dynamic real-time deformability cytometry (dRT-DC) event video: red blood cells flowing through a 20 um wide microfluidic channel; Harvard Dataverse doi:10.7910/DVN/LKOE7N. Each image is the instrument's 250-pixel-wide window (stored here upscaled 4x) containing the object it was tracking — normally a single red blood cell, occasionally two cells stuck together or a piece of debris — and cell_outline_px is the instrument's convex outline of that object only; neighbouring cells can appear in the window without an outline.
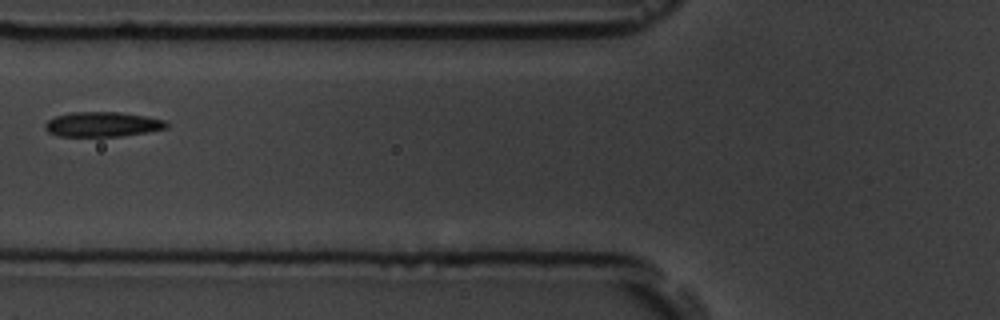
{"species": "common noctule bat (a hibernating species)", "species_latin": "Nyctalus noctula", "temperature_condition": "room temperature", "stored_images_in_passage": 12, "camera_frame_rate_fps": 3000, "um_per_image_px": 0.085, "animal": {"sex": "male", "body_mass_g": 19.5, "forearm_length_mm": 54.6}, "frame": {"image": 1, "passage_image": 3, "time_ms": 2.333, "image_size_px": [1000, 320], "cell_outline_px": [[168, 128], [148, 132], [120, 136], [56, 136], [48, 132], [44, 128], [44, 124], [48, 120], [56, 116], [72, 112], [120, 112], [168, 120]], "centroid_in_image_um": [8.72, 10.57], "position_along_channel_um": 117.1, "area_um2": 17.69}}
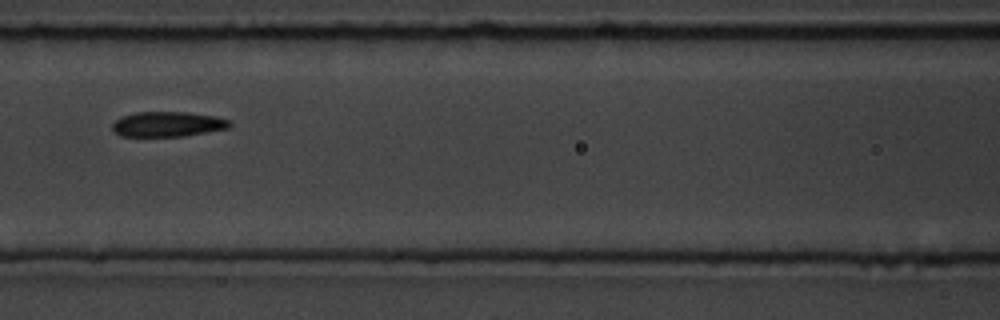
{"frame": {"image": 2, "passage_image": 4, "time_ms": 3.333, "image_size_px": [1000, 320], "cell_outline_px": [[232, 124], [228, 128], [184, 136], [120, 136], [112, 132], [112, 124], [120, 116], [136, 112], [188, 112], [216, 116], [228, 120]], "centroid_in_image_um": [14.21, 10.55], "position_along_channel_um": 152.4, "area_um2": 17.22}}
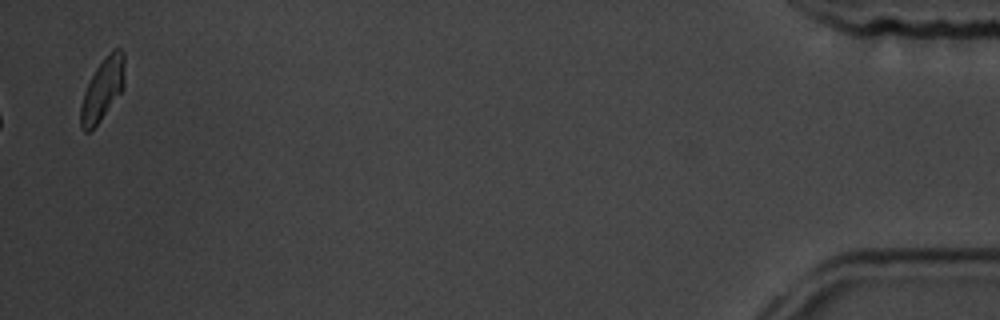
{"frame": {"image": 3, "passage_image": 12, "time_ms": 13.667, "image_size_px": [1000, 320], "cell_outline_px": [[124, 88], [100, 120], [88, 132], [84, 132], [80, 128], [80, 104], [84, 92], [96, 68], [108, 52], [116, 48], [120, 48], [124, 52]], "centroid_in_image_um": [8.71, 7.58], "position_along_channel_um": 426.5, "area_um2": 15.84}, "authors_computed_cell_mechanics": {"area_um2": 17.2244, "velocity_mm_per_s": 3.5139, "shape_relaxation_time_tau1_ms": null, "shape_relaxation_time_tau2_ms": 4.993, "deformation_change_tau1": null, "deformation_change_tau2": 0.0914}}